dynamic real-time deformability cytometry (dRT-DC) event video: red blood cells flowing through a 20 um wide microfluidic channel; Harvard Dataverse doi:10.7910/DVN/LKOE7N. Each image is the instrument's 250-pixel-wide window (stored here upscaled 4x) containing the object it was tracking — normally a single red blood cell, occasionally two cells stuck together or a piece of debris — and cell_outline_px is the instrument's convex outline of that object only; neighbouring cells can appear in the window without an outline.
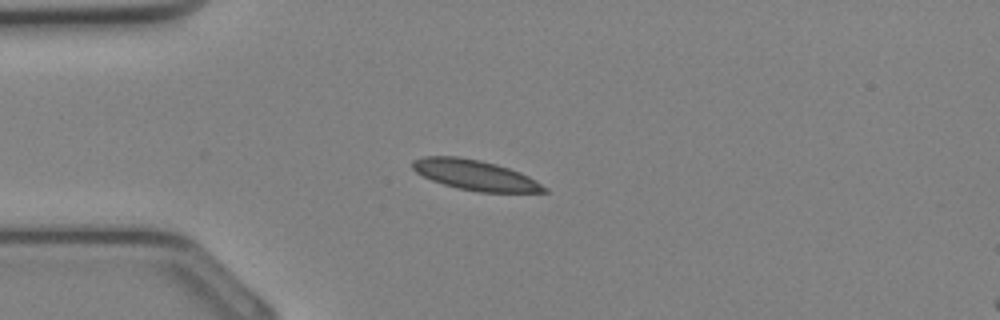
{"species": "Egyptian fruit bat (a non-hibernating species)", "species_latin": "Rousettus aegyptiacus", "temperature_condition": "cold", "stored_images_in_passage": 11, "camera_frame_rate_fps": 3000, "um_per_image_px": 0.085, "animal": {"sex": "female"}, "frame": {"image": 1, "passage_image": 7, "time_ms": 2.0, "image_size_px": [1000, 320], "cell_outline_px": [[548, 192], [480, 192], [456, 188], [432, 180], [416, 172], [412, 168], [412, 160], [424, 156], [460, 156], [480, 160], [496, 164], [520, 172], [536, 180], [548, 188]], "centroid_in_image_um": [40.39, 14.87], "position_along_channel_um": 44.6, "area_um2": 23.18}}
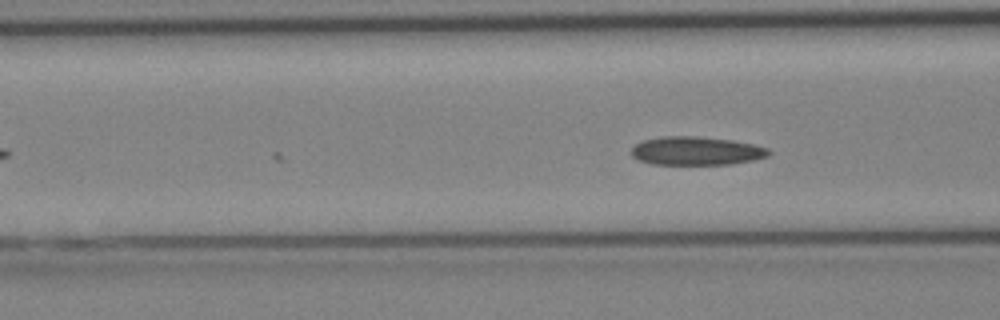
{"frame": {"image": 2, "passage_image": 11, "time_ms": 3.333, "image_size_px": [1000, 320], "cell_outline_px": [[772, 152], [768, 156], [752, 160], [732, 164], [652, 164], [640, 160], [632, 156], [632, 148], [640, 140], [660, 136], [696, 136], [732, 140], [752, 144], [768, 148]], "centroid_in_image_um": [59.17, 12.82], "position_along_channel_um": 107.4, "area_um2": 22.83}}